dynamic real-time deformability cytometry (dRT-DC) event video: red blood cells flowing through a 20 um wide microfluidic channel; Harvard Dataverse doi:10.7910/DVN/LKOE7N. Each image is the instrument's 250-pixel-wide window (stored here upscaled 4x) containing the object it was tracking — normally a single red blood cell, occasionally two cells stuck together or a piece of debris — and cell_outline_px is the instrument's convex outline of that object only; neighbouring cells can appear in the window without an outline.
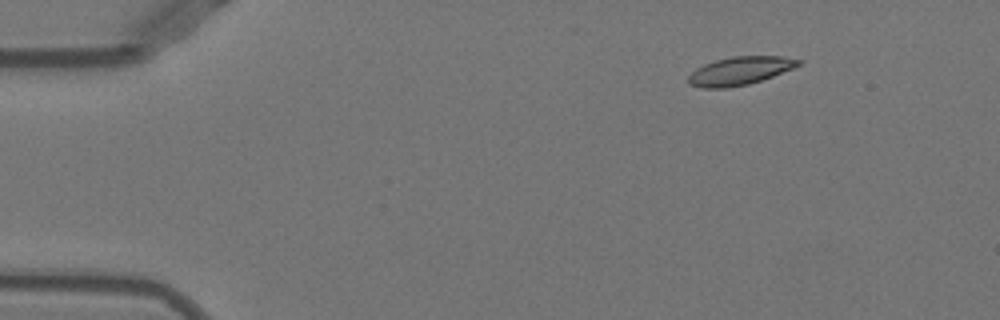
{"species": "Egyptian fruit bat (a non-hibernating species)", "species_latin": "Rousettus aegyptiacus", "temperature_condition": "warm", "stored_images_in_passage": 52, "camera_frame_rate_fps": 3000, "um_per_image_px": 0.085, "animal": {"sex": "female"}, "frame": {"image": 1, "passage_image": 7, "time_ms": 2.0, "image_size_px": [1000, 320], "cell_outline_px": [[804, 60], [800, 64], [792, 68], [772, 76], [748, 84], [728, 88], [704, 88], [688, 84], [688, 76], [696, 68], [704, 64], [716, 60], [732, 56], [784, 56]], "centroid_in_image_um": [62.88, 6.01], "position_along_channel_um": 22.1, "area_um2": 18.03}}
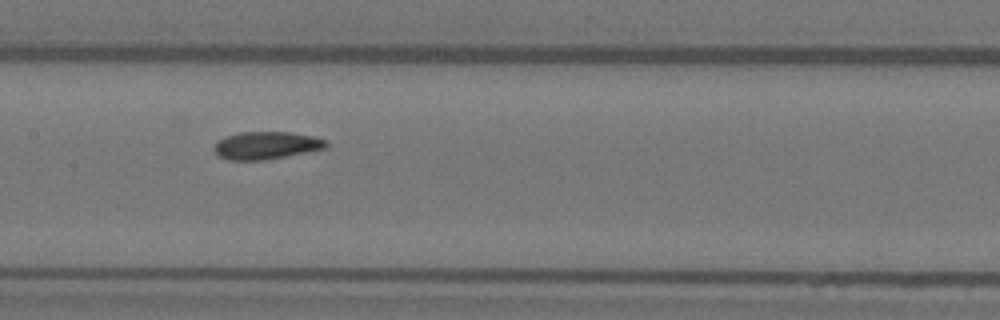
{"frame": {"image": 2, "passage_image": 26, "time_ms": 8.333, "image_size_px": [1000, 320], "cell_outline_px": [[328, 148], [264, 160], [228, 160], [220, 156], [212, 148], [216, 140], [224, 136], [240, 132], [292, 132], [312, 136], [328, 140]], "centroid_in_image_um": [22.62, 12.35], "position_along_channel_um": 184.8, "area_um2": 18.21}}
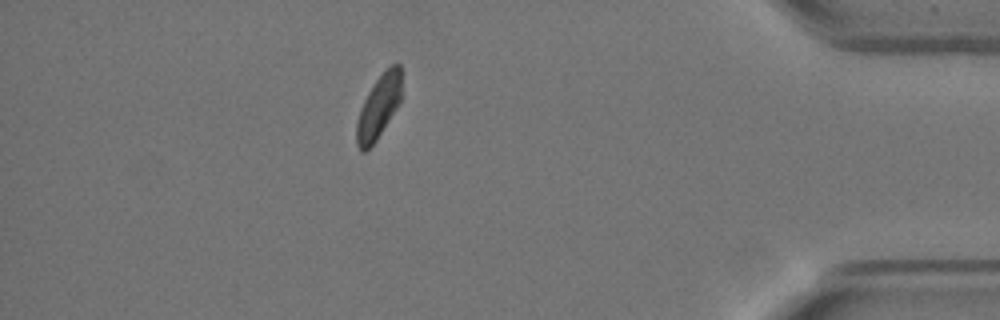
{"frame": {"image": 3, "passage_image": 46, "time_ms": 15.0, "image_size_px": [1000, 320], "cell_outline_px": [[400, 100], [396, 108], [376, 140], [364, 152], [360, 152], [356, 144], [356, 120], [360, 108], [368, 92], [376, 80], [392, 64], [400, 64]], "centroid_in_image_um": [32.14, 9.13], "position_along_channel_um": 403.1, "area_um2": 16.18}, "authors_computed_cell_mechanics": {"area_um2": 17.918, "velocity_mm_per_s": 3.9203, "shape_relaxation_time_tau1_ms": 4.6843, "shape_relaxation_time_tau2_ms": 2.2222, "deformation_change_tau1": 0.1511, "deformation_change_tau2": 0.0459}}